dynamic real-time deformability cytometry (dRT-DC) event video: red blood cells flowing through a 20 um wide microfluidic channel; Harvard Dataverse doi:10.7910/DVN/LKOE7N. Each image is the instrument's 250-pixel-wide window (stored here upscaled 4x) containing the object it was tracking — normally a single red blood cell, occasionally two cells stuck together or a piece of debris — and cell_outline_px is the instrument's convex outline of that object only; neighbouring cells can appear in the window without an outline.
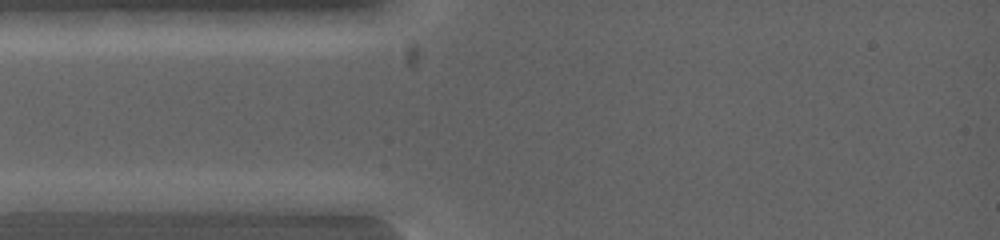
{"species": "common noctule bat (a hibernating species)", "species_latin": "Nyctalus noctula", "temperature_condition": "warm", "stored_images_in_passage": 3, "camera_frame_rate_fps": 5000, "um_per_image_px": 0.085, "animal": {"sex": "female", "body_mass_g": 19.0, "forearm_length_mm": 53.3}, "frame": {"image": 1, "passage_image": 1, "time_ms": 0.0, "image_size_px": [1000, 240], "cell_outline_px": [[124, 200], [96, 212], [16, 212], [16, 200], [80, 192], [108, 192]], "centroid_in_image_um": [5.84, 17.24], "position_along_channel_um": 79.2, "area_um2": 12.08}}